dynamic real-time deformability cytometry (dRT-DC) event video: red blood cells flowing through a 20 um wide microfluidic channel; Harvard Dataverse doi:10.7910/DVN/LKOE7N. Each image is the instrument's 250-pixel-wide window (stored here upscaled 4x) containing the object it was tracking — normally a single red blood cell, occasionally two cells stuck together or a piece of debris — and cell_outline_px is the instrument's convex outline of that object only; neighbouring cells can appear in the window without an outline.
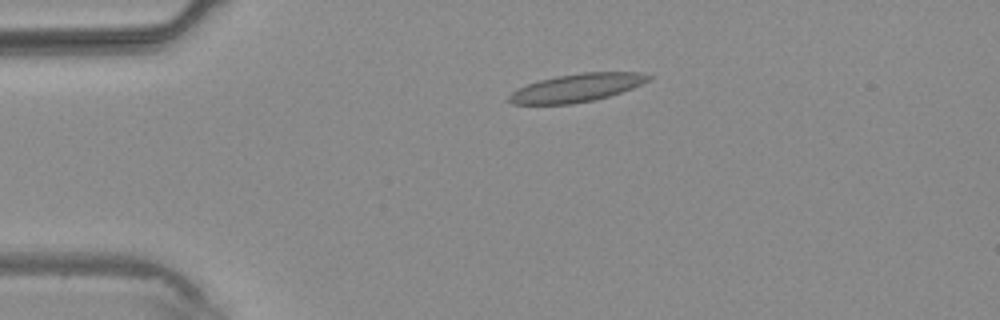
{"species": "common noctule bat (a hibernating species)", "species_latin": "Nyctalus noctula", "temperature_condition": "warm", "stored_images_in_passage": 3, "camera_frame_rate_fps": 3000, "um_per_image_px": 0.085, "animal": {"sex": "male", "body_mass_g": 20.4}, "frame": {"image": 1, "passage_image": 1, "time_ms": 0.0, "image_size_px": [1000, 320], "cell_outline_px": [[652, 76], [648, 80], [632, 88], [596, 100], [572, 104], [512, 104], [508, 100], [508, 96], [516, 88], [540, 80], [556, 76], [584, 72], [640, 72]], "centroid_in_image_um": [48.99, 7.46], "position_along_channel_um": 36.0, "area_um2": 22.72}}